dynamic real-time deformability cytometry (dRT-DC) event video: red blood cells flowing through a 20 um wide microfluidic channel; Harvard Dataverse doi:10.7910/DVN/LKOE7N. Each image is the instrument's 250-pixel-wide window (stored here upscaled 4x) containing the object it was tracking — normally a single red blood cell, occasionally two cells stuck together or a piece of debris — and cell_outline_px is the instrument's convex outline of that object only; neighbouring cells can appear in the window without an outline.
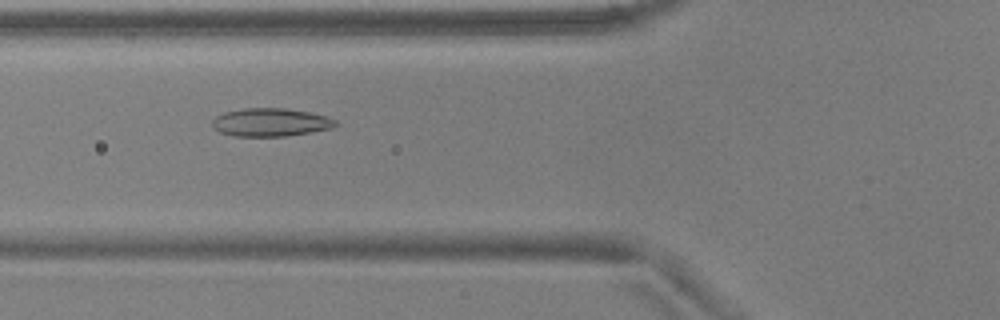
{"species": "common noctule bat (a hibernating species)", "species_latin": "Nyctalus noctula", "temperature_condition": "warm", "stored_images_in_passage": 51, "camera_frame_rate_fps": 3000, "um_per_image_px": 0.085, "animal": {"sex": "male", "body_mass_g": 17.9, "forearm_length_mm": 54.2}, "frame": {"image": 1, "passage_image": 17, "time_ms": 5.333, "image_size_px": [1000, 320], "cell_outline_px": [[340, 124], [332, 128], [312, 132], [284, 136], [232, 136], [220, 132], [212, 128], [212, 120], [216, 116], [224, 112], [244, 108], [284, 108], [308, 112], [328, 116], [336, 120]], "centroid_in_image_um": [23.01, 10.4], "position_along_channel_um": 102.8, "area_um2": 20.4}}
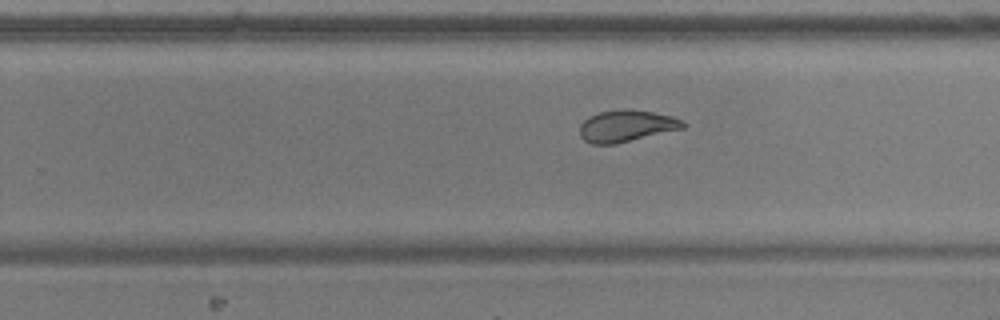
{"frame": {"image": 2, "passage_image": 31, "time_ms": 10.0, "image_size_px": [1000, 320], "cell_outline_px": [[688, 124], [684, 128], [616, 144], [592, 144], [584, 140], [580, 136], [580, 124], [588, 116], [600, 112], [652, 112], [672, 116]], "centroid_in_image_um": [53.23, 10.76], "position_along_channel_um": 276.6, "area_um2": 18.38}}
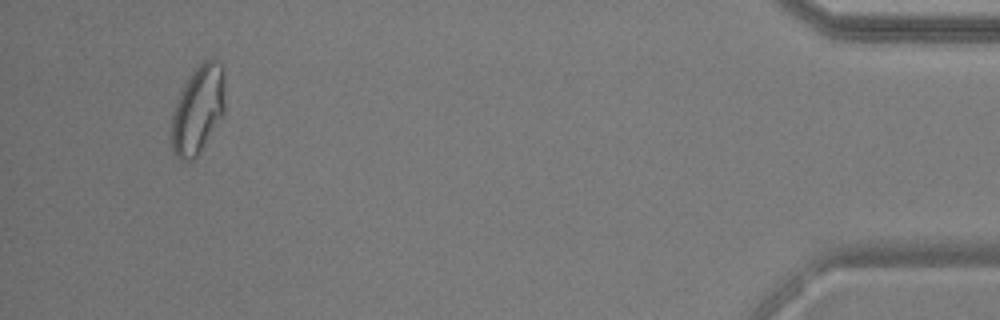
{"frame": {"image": 3, "passage_image": 48, "time_ms": 15.667, "image_size_px": [1000, 320], "cell_outline_px": [[224, 112], [196, 156], [192, 160], [180, 160], [172, 152], [172, 116], [180, 92], [188, 76], [204, 60], [212, 56], [224, 64]], "centroid_in_image_um": [16.84, 9.24], "position_along_channel_um": 418.4, "area_um2": 27.28}, "authors_computed_cell_mechanics": {"area_um2": 21.4438, "velocity_mm_per_s": 3.7282, "shape_relaxation_time_tau1_ms": 10.5052, "shape_relaxation_time_tau2_ms": 1.3489, "deformation_change_tau1": 0.2189, "deformation_change_tau2": 0.0613}}